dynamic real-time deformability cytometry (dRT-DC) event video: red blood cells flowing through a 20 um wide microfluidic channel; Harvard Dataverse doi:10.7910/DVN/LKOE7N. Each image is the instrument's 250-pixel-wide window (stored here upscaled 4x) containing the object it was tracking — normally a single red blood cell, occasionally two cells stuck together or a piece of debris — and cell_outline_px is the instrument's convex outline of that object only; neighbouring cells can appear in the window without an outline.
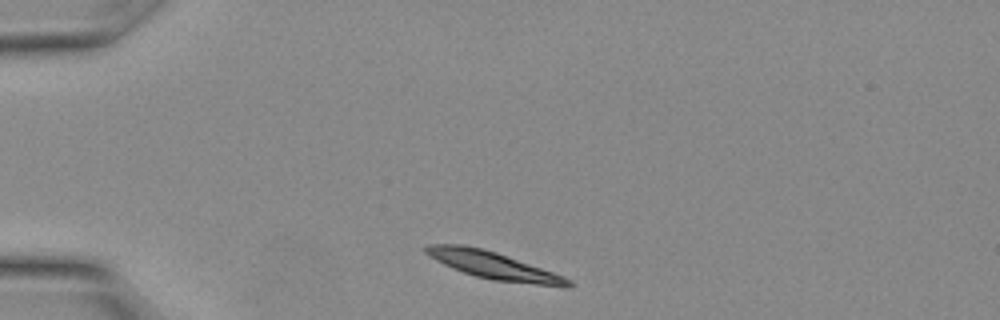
{"species": "Egyptian fruit bat (a non-hibernating species)", "species_latin": "Rousettus aegyptiacus", "temperature_condition": "warm", "stored_images_in_passage": 5, "camera_frame_rate_fps": 3000, "um_per_image_px": 0.085, "animal": {"sex": "female"}, "frame": {"image": 1, "passage_image": 1, "time_ms": 0.0, "image_size_px": [1000, 320], "cell_outline_px": [[576, 284], [572, 288], [564, 288], [492, 280], [476, 276], [452, 268], [436, 260], [424, 252], [424, 248], [428, 244], [464, 244], [484, 248], [496, 252], [552, 272], [572, 280]], "centroid_in_image_um": [42.01, 22.58], "position_along_channel_um": 43.0, "area_um2": 22.83}}
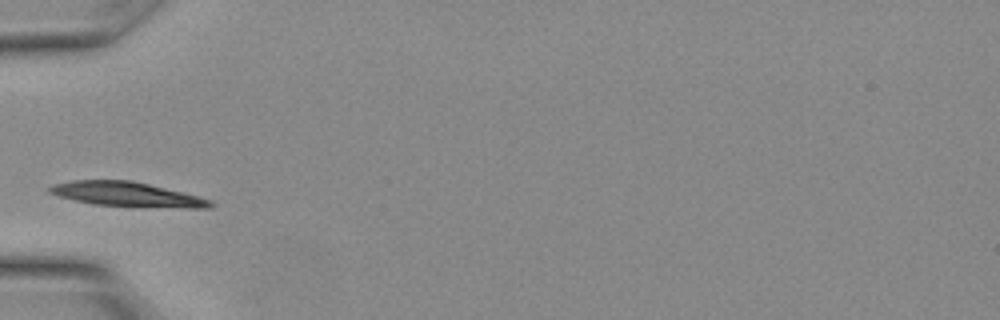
{"frame": {"image": 2, "passage_image": 4, "time_ms": 1.0, "image_size_px": [1000, 320], "cell_outline_px": [[216, 204], [208, 208], [132, 208], [92, 204], [56, 196], [48, 192], [48, 188], [52, 184], [72, 180], [132, 180], [212, 200]], "centroid_in_image_um": [10.76, 16.55], "position_along_channel_um": 74.2, "area_um2": 23.52}}